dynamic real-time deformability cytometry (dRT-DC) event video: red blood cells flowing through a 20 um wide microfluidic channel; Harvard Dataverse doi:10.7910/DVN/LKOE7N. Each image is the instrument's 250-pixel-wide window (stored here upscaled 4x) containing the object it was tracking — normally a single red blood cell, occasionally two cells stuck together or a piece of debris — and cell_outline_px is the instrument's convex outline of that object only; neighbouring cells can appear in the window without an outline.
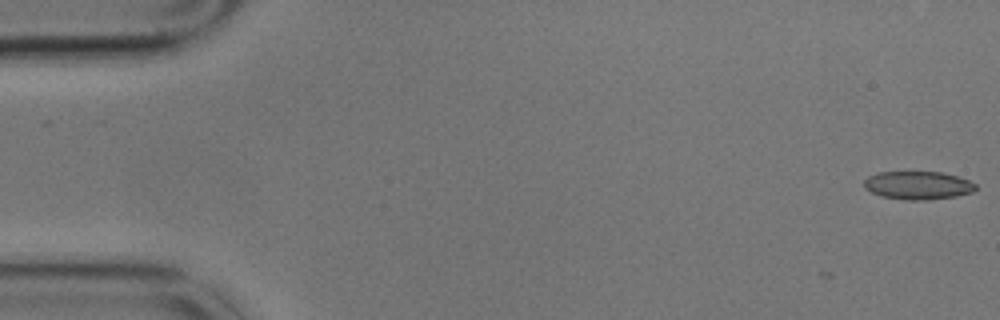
{"species": "common noctule bat (a hibernating species)", "species_latin": "Nyctalus noctula", "temperature_condition": "cold", "stored_images_in_passage": 4, "camera_frame_rate_fps": 3000, "um_per_image_px": 0.085, "animal": {"sex": "male", "body_mass_g": 17.9}, "frame": {"image": 1, "passage_image": 1, "time_ms": 0.0, "image_size_px": [1000, 320], "cell_outline_px": [[976, 188], [972, 192], [956, 196], [928, 200], [908, 200], [880, 196], [864, 188], [864, 180], [868, 176], [880, 172], [944, 172], [968, 180], [976, 184]], "centroid_in_image_um": [78.02, 15.75], "position_along_channel_um": 7.0, "area_um2": 18.32}}